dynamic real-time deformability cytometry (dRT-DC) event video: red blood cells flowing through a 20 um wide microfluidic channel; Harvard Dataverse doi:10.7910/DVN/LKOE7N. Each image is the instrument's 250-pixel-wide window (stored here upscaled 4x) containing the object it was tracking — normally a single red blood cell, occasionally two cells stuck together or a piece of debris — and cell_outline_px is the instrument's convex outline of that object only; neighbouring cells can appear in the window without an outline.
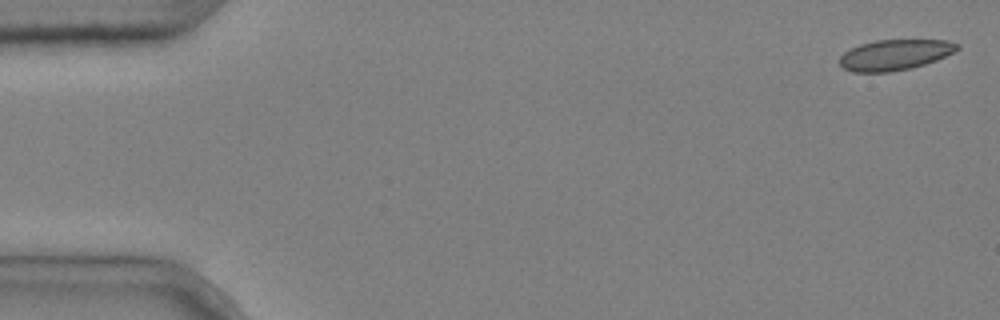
{"species": "common noctule bat (a hibernating species)", "species_latin": "Nyctalus noctula", "temperature_condition": "cold", "stored_images_in_passage": 5, "camera_frame_rate_fps": 3000, "um_per_image_px": 0.085, "animal": {"sex": "male", "body_mass_g": 20.4}, "frame": {"image": 1, "passage_image": 1, "time_ms": 0.0, "image_size_px": [1000, 320], "cell_outline_px": [[960, 48], [936, 60], [912, 68], [888, 72], [852, 72], [844, 68], [840, 64], [840, 56], [844, 52], [860, 44], [876, 40], [944, 40], [960, 44]], "centroid_in_image_um": [76.05, 4.66], "position_along_channel_um": 9.0, "area_um2": 20.81}}